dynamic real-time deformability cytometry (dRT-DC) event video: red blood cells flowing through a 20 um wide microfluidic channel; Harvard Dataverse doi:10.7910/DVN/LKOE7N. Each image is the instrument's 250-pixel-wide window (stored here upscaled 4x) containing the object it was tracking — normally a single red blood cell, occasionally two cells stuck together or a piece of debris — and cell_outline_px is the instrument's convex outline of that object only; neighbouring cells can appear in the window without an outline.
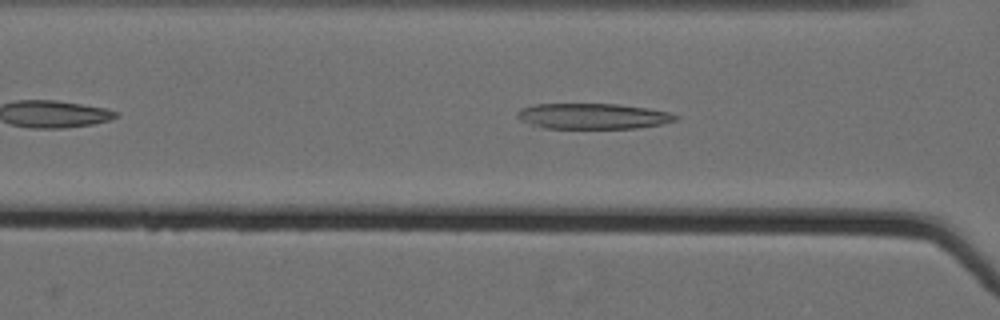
{"species": "Egyptian fruit bat (a non-hibernating species)", "species_latin": "Rousettus aegyptiacus", "temperature_condition": "cold", "stored_images_in_passage": 37, "camera_frame_rate_fps": 3000, "um_per_image_px": 0.085, "animal": {"sex": "female"}, "frame": {"image": 1, "passage_image": 10, "time_ms": 3.0, "image_size_px": [1000, 320], "cell_outline_px": [[680, 116], [676, 120], [660, 124], [636, 128], [544, 128], [520, 120], [516, 116], [516, 112], [520, 108], [532, 104], [616, 104], [648, 108], [668, 112]], "centroid_in_image_um": [50.36, 9.87], "position_along_channel_um": 116.2, "area_um2": 23.58}}
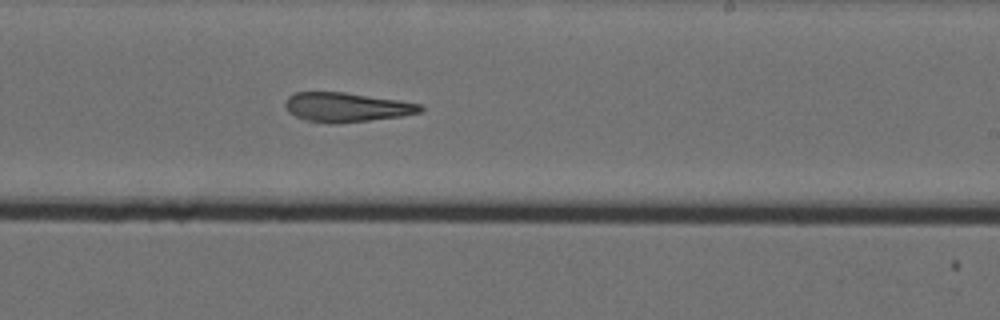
{"frame": {"image": 2, "passage_image": 22, "time_ms": 7.0, "image_size_px": [1000, 320], "cell_outline_px": [[424, 108], [420, 112], [400, 116], [336, 124], [328, 124], [304, 120], [288, 112], [284, 104], [288, 96], [296, 92], [344, 92], [396, 100], [420, 104]], "centroid_in_image_um": [29.38, 9.12], "position_along_channel_um": 259.6, "area_um2": 22.95}}
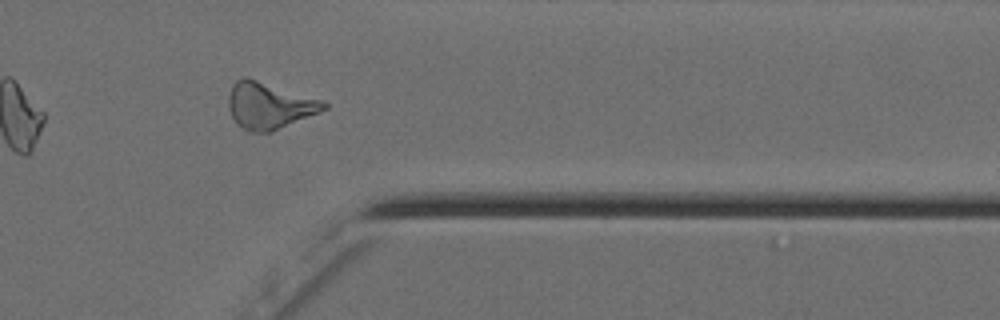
{"frame": {"image": 3, "passage_image": 33, "time_ms": 10.667, "image_size_px": [1000, 320], "cell_outline_px": [[328, 108], [320, 112], [272, 132], [248, 132], [236, 124], [228, 108], [228, 96], [232, 84], [236, 80], [244, 76], [324, 100], [328, 104]], "centroid_in_image_um": [22.88, 8.98], "position_along_channel_um": 388.5, "area_um2": 26.07}, "authors_computed_cell_mechanics": {"area_um2": 23.4668, "velocity_mm_per_s": 3.5837, "shape_relaxation_time_tau1_ms": null, "shape_relaxation_time_tau2_ms": 5.5199, "deformation_change_tau1": null, "deformation_change_tau2": 0.1795}}